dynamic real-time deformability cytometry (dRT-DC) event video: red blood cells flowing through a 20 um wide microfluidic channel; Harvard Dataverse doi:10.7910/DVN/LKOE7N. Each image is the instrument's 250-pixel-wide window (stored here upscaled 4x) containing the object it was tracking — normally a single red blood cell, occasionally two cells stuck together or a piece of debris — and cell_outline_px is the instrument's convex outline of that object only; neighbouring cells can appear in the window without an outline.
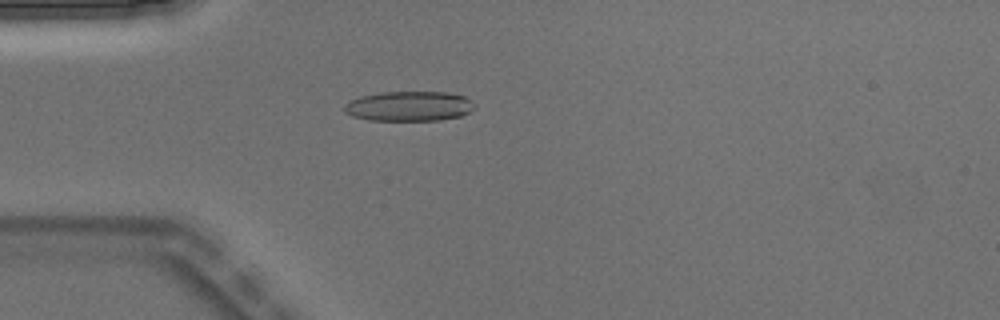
{"species": "Egyptian fruit bat (a non-hibernating species)", "species_latin": "Rousettus aegyptiacus", "temperature_condition": "warm", "stored_images_in_passage": 3, "camera_frame_rate_fps": 3000, "um_per_image_px": 0.085, "animal": {"sex": "male"}, "frame": {"image": 1, "passage_image": 3, "time_ms": 0.667, "image_size_px": [1000, 320], "cell_outline_px": [[476, 108], [460, 116], [440, 120], [368, 120], [352, 116], [344, 112], [344, 104], [360, 96], [380, 92], [448, 92], [464, 96], [476, 104]], "centroid_in_image_um": [34.78, 9.02], "position_along_channel_um": 50.2, "area_um2": 22.77}}